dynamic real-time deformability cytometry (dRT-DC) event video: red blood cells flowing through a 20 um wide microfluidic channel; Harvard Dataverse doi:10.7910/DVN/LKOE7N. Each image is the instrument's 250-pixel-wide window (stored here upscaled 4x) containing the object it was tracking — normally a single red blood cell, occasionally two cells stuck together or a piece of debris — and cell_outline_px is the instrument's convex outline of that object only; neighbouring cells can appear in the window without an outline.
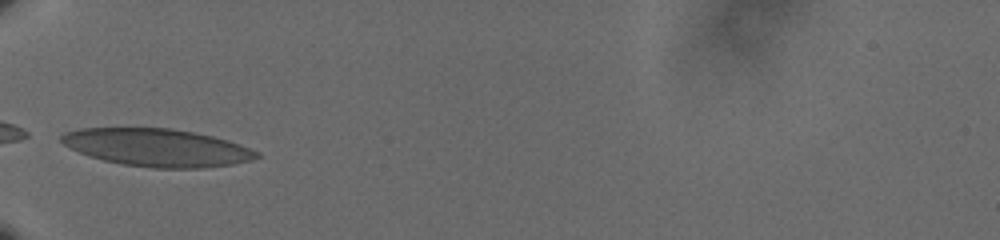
{"species": "human", "species_latin": "Homo sapiens", "temperature_condition": "cold", "stored_images_in_passage": 32, "camera_frame_rate_fps": 3000, "um_per_image_px": 0.085, "donor": {"sex": "male"}, "frame": {"image": 1, "passage_image": 1, "time_ms": 0.0, "image_size_px": [1000, 240], "cell_outline_px": [[260, 156], [248, 160], [232, 164], [204, 168], [152, 168], [124, 164], [104, 160], [80, 152], [64, 144], [60, 140], [60, 136], [64, 132], [80, 128], [172, 128], [196, 132], [228, 140], [260, 152]], "centroid_in_image_um": [13.36, 12.53], "position_along_channel_um": 71.6, "area_um2": 42.66}}
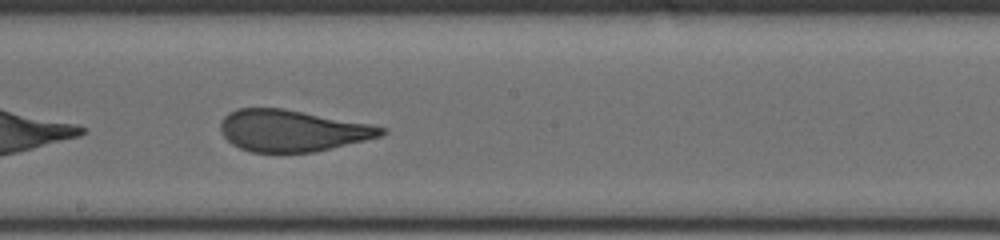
{"frame": {"image": 2, "passage_image": 14, "time_ms": 4.333, "image_size_px": [1000, 240], "cell_outline_px": [[388, 132], [380, 136], [316, 152], [252, 152], [240, 148], [232, 144], [224, 136], [220, 128], [220, 120], [228, 112], [240, 108], [284, 108], [372, 124], [388, 128]], "centroid_in_image_um": [24.85, 11.09], "position_along_channel_um": 223.4, "area_um2": 39.07}}
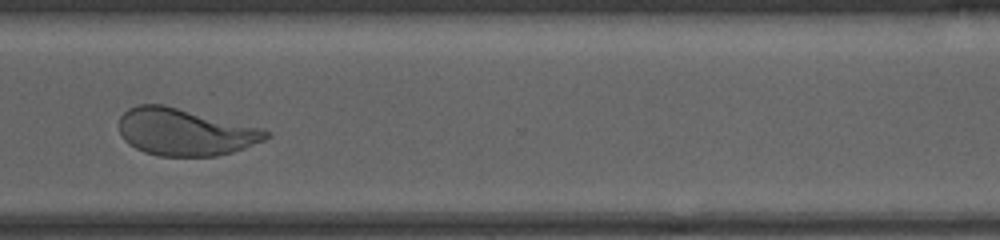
{"frame": {"image": 3, "passage_image": 25, "time_ms": 8.0, "image_size_px": [1000, 240], "cell_outline_px": [[272, 136], [264, 140], [244, 148], [232, 152], [216, 156], [160, 156], [144, 152], [128, 144], [124, 140], [120, 132], [120, 116], [128, 108], [136, 104], [164, 104], [264, 128]], "centroid_in_image_um": [15.73, 11.21], "position_along_channel_um": 354.9, "area_um2": 40.58}, "authors_computed_cell_mechanics": {"area_um2": 40.2288, "velocity_mm_per_s": 3.5975, "shape_relaxation_time_tau1_ms": 7.4351, "shape_relaxation_time_tau2_ms": null, "deformation_change_tau1": 0.1928, "deformation_change_tau2": null}}